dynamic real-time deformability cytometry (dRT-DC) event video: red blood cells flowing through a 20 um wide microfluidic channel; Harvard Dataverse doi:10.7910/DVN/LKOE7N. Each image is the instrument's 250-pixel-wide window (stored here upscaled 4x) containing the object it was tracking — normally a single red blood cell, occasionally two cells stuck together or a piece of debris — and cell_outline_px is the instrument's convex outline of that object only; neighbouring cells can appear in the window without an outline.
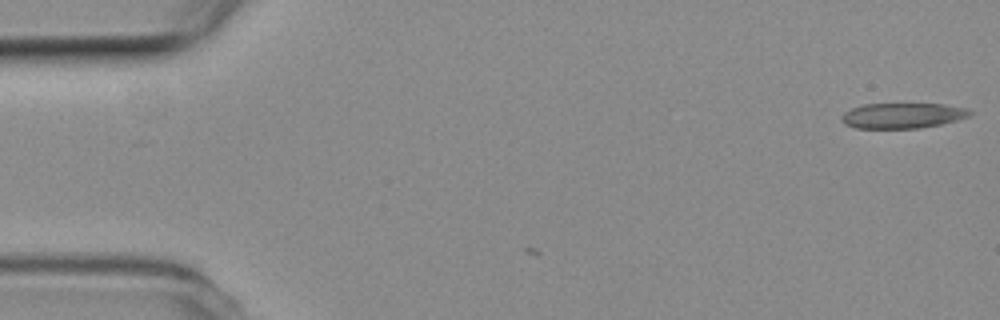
{"species": "common noctule bat (a hibernating species)", "species_latin": "Nyctalus noctula", "temperature_condition": "room temperature", "stored_images_in_passage": 3, "camera_frame_rate_fps": 3000, "um_per_image_px": 0.085, "animal": {"sex": "female", "body_mass_g": 19.3, "forearm_length_mm": 54.1}, "frame": {"image": 1, "passage_image": 1, "time_ms": 0.0, "image_size_px": [1000, 320], "cell_outline_px": [[972, 116], [940, 124], [920, 128], [856, 128], [844, 124], [840, 120], [840, 116], [844, 112], [852, 108], [864, 104], [944, 104], [968, 108], [972, 112]], "centroid_in_image_um": [76.71, 9.82], "position_along_channel_um": 8.3, "area_um2": 19.07}}